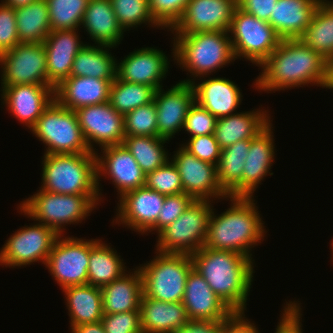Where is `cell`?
I'll list each match as a JSON object with an SVG mask.
<instances>
[{
  "label": "cell",
  "instance_id": "43",
  "mask_svg": "<svg viewBox=\"0 0 333 333\" xmlns=\"http://www.w3.org/2000/svg\"><path fill=\"white\" fill-rule=\"evenodd\" d=\"M145 186L165 196L184 193L180 174L171 160L147 173Z\"/></svg>",
  "mask_w": 333,
  "mask_h": 333
},
{
  "label": "cell",
  "instance_id": "1",
  "mask_svg": "<svg viewBox=\"0 0 333 333\" xmlns=\"http://www.w3.org/2000/svg\"><path fill=\"white\" fill-rule=\"evenodd\" d=\"M259 67L261 72L253 86L260 92L275 93L279 90L303 87L306 84L322 88L326 59L300 39H282Z\"/></svg>",
  "mask_w": 333,
  "mask_h": 333
},
{
  "label": "cell",
  "instance_id": "49",
  "mask_svg": "<svg viewBox=\"0 0 333 333\" xmlns=\"http://www.w3.org/2000/svg\"><path fill=\"white\" fill-rule=\"evenodd\" d=\"M15 9L0 3V55L5 51L13 49L20 43Z\"/></svg>",
  "mask_w": 333,
  "mask_h": 333
},
{
  "label": "cell",
  "instance_id": "16",
  "mask_svg": "<svg viewBox=\"0 0 333 333\" xmlns=\"http://www.w3.org/2000/svg\"><path fill=\"white\" fill-rule=\"evenodd\" d=\"M95 155L100 200L103 195L100 187L101 176L112 180L119 198L129 191L145 186L146 174L123 144L101 148V152H96Z\"/></svg>",
  "mask_w": 333,
  "mask_h": 333
},
{
  "label": "cell",
  "instance_id": "4",
  "mask_svg": "<svg viewBox=\"0 0 333 333\" xmlns=\"http://www.w3.org/2000/svg\"><path fill=\"white\" fill-rule=\"evenodd\" d=\"M172 42L174 62L194 77L182 82L191 84L236 60L228 31L175 33Z\"/></svg>",
  "mask_w": 333,
  "mask_h": 333
},
{
  "label": "cell",
  "instance_id": "28",
  "mask_svg": "<svg viewBox=\"0 0 333 333\" xmlns=\"http://www.w3.org/2000/svg\"><path fill=\"white\" fill-rule=\"evenodd\" d=\"M268 110L254 109L237 112L217 119L214 136L221 149L237 143L240 140H251L270 122Z\"/></svg>",
  "mask_w": 333,
  "mask_h": 333
},
{
  "label": "cell",
  "instance_id": "14",
  "mask_svg": "<svg viewBox=\"0 0 333 333\" xmlns=\"http://www.w3.org/2000/svg\"><path fill=\"white\" fill-rule=\"evenodd\" d=\"M179 146L170 160L180 174L183 192L194 200H229V196L220 187L217 165L202 161L181 144Z\"/></svg>",
  "mask_w": 333,
  "mask_h": 333
},
{
  "label": "cell",
  "instance_id": "52",
  "mask_svg": "<svg viewBox=\"0 0 333 333\" xmlns=\"http://www.w3.org/2000/svg\"><path fill=\"white\" fill-rule=\"evenodd\" d=\"M278 0H238V7L256 18L269 21Z\"/></svg>",
  "mask_w": 333,
  "mask_h": 333
},
{
  "label": "cell",
  "instance_id": "55",
  "mask_svg": "<svg viewBox=\"0 0 333 333\" xmlns=\"http://www.w3.org/2000/svg\"><path fill=\"white\" fill-rule=\"evenodd\" d=\"M36 0H1L4 4L16 9L18 7L26 6Z\"/></svg>",
  "mask_w": 333,
  "mask_h": 333
},
{
  "label": "cell",
  "instance_id": "29",
  "mask_svg": "<svg viewBox=\"0 0 333 333\" xmlns=\"http://www.w3.org/2000/svg\"><path fill=\"white\" fill-rule=\"evenodd\" d=\"M81 26L95 45L117 48L125 34L118 24L110 0H89Z\"/></svg>",
  "mask_w": 333,
  "mask_h": 333
},
{
  "label": "cell",
  "instance_id": "6",
  "mask_svg": "<svg viewBox=\"0 0 333 333\" xmlns=\"http://www.w3.org/2000/svg\"><path fill=\"white\" fill-rule=\"evenodd\" d=\"M18 205L20 213L63 235L66 226L82 223L97 208L100 195H67L37 190ZM65 227V228H64Z\"/></svg>",
  "mask_w": 333,
  "mask_h": 333
},
{
  "label": "cell",
  "instance_id": "21",
  "mask_svg": "<svg viewBox=\"0 0 333 333\" xmlns=\"http://www.w3.org/2000/svg\"><path fill=\"white\" fill-rule=\"evenodd\" d=\"M1 99L6 110L14 115L26 129H31L43 111L55 99L52 86L22 84L1 86Z\"/></svg>",
  "mask_w": 333,
  "mask_h": 333
},
{
  "label": "cell",
  "instance_id": "2",
  "mask_svg": "<svg viewBox=\"0 0 333 333\" xmlns=\"http://www.w3.org/2000/svg\"><path fill=\"white\" fill-rule=\"evenodd\" d=\"M213 292L233 311L246 310L254 278V261L240 253L202 247L191 255Z\"/></svg>",
  "mask_w": 333,
  "mask_h": 333
},
{
  "label": "cell",
  "instance_id": "50",
  "mask_svg": "<svg viewBox=\"0 0 333 333\" xmlns=\"http://www.w3.org/2000/svg\"><path fill=\"white\" fill-rule=\"evenodd\" d=\"M300 301H289L283 306L281 317L274 333H303Z\"/></svg>",
  "mask_w": 333,
  "mask_h": 333
},
{
  "label": "cell",
  "instance_id": "56",
  "mask_svg": "<svg viewBox=\"0 0 333 333\" xmlns=\"http://www.w3.org/2000/svg\"><path fill=\"white\" fill-rule=\"evenodd\" d=\"M330 245H331L330 247H331V249H332V250H331V251H332V255H331V256H333V239H332V242H331ZM332 258H333V257H331V259H332ZM332 261H333V259H332Z\"/></svg>",
  "mask_w": 333,
  "mask_h": 333
},
{
  "label": "cell",
  "instance_id": "48",
  "mask_svg": "<svg viewBox=\"0 0 333 333\" xmlns=\"http://www.w3.org/2000/svg\"><path fill=\"white\" fill-rule=\"evenodd\" d=\"M181 145L202 161L214 165L219 162L221 148L214 134L192 137Z\"/></svg>",
  "mask_w": 333,
  "mask_h": 333
},
{
  "label": "cell",
  "instance_id": "5",
  "mask_svg": "<svg viewBox=\"0 0 333 333\" xmlns=\"http://www.w3.org/2000/svg\"><path fill=\"white\" fill-rule=\"evenodd\" d=\"M41 190L67 195H99L95 153L44 154Z\"/></svg>",
  "mask_w": 333,
  "mask_h": 333
},
{
  "label": "cell",
  "instance_id": "51",
  "mask_svg": "<svg viewBox=\"0 0 333 333\" xmlns=\"http://www.w3.org/2000/svg\"><path fill=\"white\" fill-rule=\"evenodd\" d=\"M220 333H260V330L245 317L244 312H233L220 322Z\"/></svg>",
  "mask_w": 333,
  "mask_h": 333
},
{
  "label": "cell",
  "instance_id": "10",
  "mask_svg": "<svg viewBox=\"0 0 333 333\" xmlns=\"http://www.w3.org/2000/svg\"><path fill=\"white\" fill-rule=\"evenodd\" d=\"M236 59L260 66L282 40L269 22L236 8L228 30ZM231 34V35H230Z\"/></svg>",
  "mask_w": 333,
  "mask_h": 333
},
{
  "label": "cell",
  "instance_id": "46",
  "mask_svg": "<svg viewBox=\"0 0 333 333\" xmlns=\"http://www.w3.org/2000/svg\"><path fill=\"white\" fill-rule=\"evenodd\" d=\"M216 121L215 116L197 102H194L188 110L183 131H187L190 138L214 134Z\"/></svg>",
  "mask_w": 333,
  "mask_h": 333
},
{
  "label": "cell",
  "instance_id": "3",
  "mask_svg": "<svg viewBox=\"0 0 333 333\" xmlns=\"http://www.w3.org/2000/svg\"><path fill=\"white\" fill-rule=\"evenodd\" d=\"M229 198L226 211L218 215L212 209L204 247L240 253L254 261L252 248L262 243L267 233L257 202L254 197Z\"/></svg>",
  "mask_w": 333,
  "mask_h": 333
},
{
  "label": "cell",
  "instance_id": "34",
  "mask_svg": "<svg viewBox=\"0 0 333 333\" xmlns=\"http://www.w3.org/2000/svg\"><path fill=\"white\" fill-rule=\"evenodd\" d=\"M251 140H240L221 149L217 176L222 190L230 197H242V174Z\"/></svg>",
  "mask_w": 333,
  "mask_h": 333
},
{
  "label": "cell",
  "instance_id": "13",
  "mask_svg": "<svg viewBox=\"0 0 333 333\" xmlns=\"http://www.w3.org/2000/svg\"><path fill=\"white\" fill-rule=\"evenodd\" d=\"M1 86L39 84L47 79V56L43 43H19L0 55Z\"/></svg>",
  "mask_w": 333,
  "mask_h": 333
},
{
  "label": "cell",
  "instance_id": "47",
  "mask_svg": "<svg viewBox=\"0 0 333 333\" xmlns=\"http://www.w3.org/2000/svg\"><path fill=\"white\" fill-rule=\"evenodd\" d=\"M106 333H143L140 310L104 314L101 320Z\"/></svg>",
  "mask_w": 333,
  "mask_h": 333
},
{
  "label": "cell",
  "instance_id": "7",
  "mask_svg": "<svg viewBox=\"0 0 333 333\" xmlns=\"http://www.w3.org/2000/svg\"><path fill=\"white\" fill-rule=\"evenodd\" d=\"M155 253L151 261L138 266L143 296L163 302H182L187 277L194 268L191 255Z\"/></svg>",
  "mask_w": 333,
  "mask_h": 333
},
{
  "label": "cell",
  "instance_id": "35",
  "mask_svg": "<svg viewBox=\"0 0 333 333\" xmlns=\"http://www.w3.org/2000/svg\"><path fill=\"white\" fill-rule=\"evenodd\" d=\"M120 257L114 248L99 239L90 248L87 284L102 288L122 277L128 270Z\"/></svg>",
  "mask_w": 333,
  "mask_h": 333
},
{
  "label": "cell",
  "instance_id": "36",
  "mask_svg": "<svg viewBox=\"0 0 333 333\" xmlns=\"http://www.w3.org/2000/svg\"><path fill=\"white\" fill-rule=\"evenodd\" d=\"M299 39L323 58L333 57V0H322L319 3L310 24Z\"/></svg>",
  "mask_w": 333,
  "mask_h": 333
},
{
  "label": "cell",
  "instance_id": "30",
  "mask_svg": "<svg viewBox=\"0 0 333 333\" xmlns=\"http://www.w3.org/2000/svg\"><path fill=\"white\" fill-rule=\"evenodd\" d=\"M122 277L103 286L102 304L104 314L130 312L140 309L143 296L141 272L136 267Z\"/></svg>",
  "mask_w": 333,
  "mask_h": 333
},
{
  "label": "cell",
  "instance_id": "18",
  "mask_svg": "<svg viewBox=\"0 0 333 333\" xmlns=\"http://www.w3.org/2000/svg\"><path fill=\"white\" fill-rule=\"evenodd\" d=\"M164 200L165 195L146 186L129 191L119 198L112 223L146 235L156 224Z\"/></svg>",
  "mask_w": 333,
  "mask_h": 333
},
{
  "label": "cell",
  "instance_id": "54",
  "mask_svg": "<svg viewBox=\"0 0 333 333\" xmlns=\"http://www.w3.org/2000/svg\"><path fill=\"white\" fill-rule=\"evenodd\" d=\"M70 329L71 333H106L101 321L73 326Z\"/></svg>",
  "mask_w": 333,
  "mask_h": 333
},
{
  "label": "cell",
  "instance_id": "33",
  "mask_svg": "<svg viewBox=\"0 0 333 333\" xmlns=\"http://www.w3.org/2000/svg\"><path fill=\"white\" fill-rule=\"evenodd\" d=\"M115 47L106 45L87 44L77 53L70 76H86L108 81L117 77V58L110 49Z\"/></svg>",
  "mask_w": 333,
  "mask_h": 333
},
{
  "label": "cell",
  "instance_id": "11",
  "mask_svg": "<svg viewBox=\"0 0 333 333\" xmlns=\"http://www.w3.org/2000/svg\"><path fill=\"white\" fill-rule=\"evenodd\" d=\"M63 236L57 237L45 264L62 290L87 284L90 248L99 240Z\"/></svg>",
  "mask_w": 333,
  "mask_h": 333
},
{
  "label": "cell",
  "instance_id": "19",
  "mask_svg": "<svg viewBox=\"0 0 333 333\" xmlns=\"http://www.w3.org/2000/svg\"><path fill=\"white\" fill-rule=\"evenodd\" d=\"M162 88L154 94L158 137L170 141L176 133L183 131L188 110L195 102V91L192 84L182 81L166 91Z\"/></svg>",
  "mask_w": 333,
  "mask_h": 333
},
{
  "label": "cell",
  "instance_id": "9",
  "mask_svg": "<svg viewBox=\"0 0 333 333\" xmlns=\"http://www.w3.org/2000/svg\"><path fill=\"white\" fill-rule=\"evenodd\" d=\"M211 200H194L181 216L157 234L156 251L192 255L206 241Z\"/></svg>",
  "mask_w": 333,
  "mask_h": 333
},
{
  "label": "cell",
  "instance_id": "25",
  "mask_svg": "<svg viewBox=\"0 0 333 333\" xmlns=\"http://www.w3.org/2000/svg\"><path fill=\"white\" fill-rule=\"evenodd\" d=\"M200 79L201 83H191L195 91V102L217 119L237 113L236 109L240 107L243 95L235 82L225 77L208 76L206 79L204 76L197 80Z\"/></svg>",
  "mask_w": 333,
  "mask_h": 333
},
{
  "label": "cell",
  "instance_id": "32",
  "mask_svg": "<svg viewBox=\"0 0 333 333\" xmlns=\"http://www.w3.org/2000/svg\"><path fill=\"white\" fill-rule=\"evenodd\" d=\"M70 319V327L99 322L103 318L102 290L84 284L62 290Z\"/></svg>",
  "mask_w": 333,
  "mask_h": 333
},
{
  "label": "cell",
  "instance_id": "17",
  "mask_svg": "<svg viewBox=\"0 0 333 333\" xmlns=\"http://www.w3.org/2000/svg\"><path fill=\"white\" fill-rule=\"evenodd\" d=\"M238 0H189L171 33L228 31Z\"/></svg>",
  "mask_w": 333,
  "mask_h": 333
},
{
  "label": "cell",
  "instance_id": "53",
  "mask_svg": "<svg viewBox=\"0 0 333 333\" xmlns=\"http://www.w3.org/2000/svg\"><path fill=\"white\" fill-rule=\"evenodd\" d=\"M173 333H220V322L189 320Z\"/></svg>",
  "mask_w": 333,
  "mask_h": 333
},
{
  "label": "cell",
  "instance_id": "24",
  "mask_svg": "<svg viewBox=\"0 0 333 333\" xmlns=\"http://www.w3.org/2000/svg\"><path fill=\"white\" fill-rule=\"evenodd\" d=\"M270 122L253 139L246 157L242 174V197H255L254 192L264 177L273 175L271 166L275 157L274 133ZM270 170V171H269Z\"/></svg>",
  "mask_w": 333,
  "mask_h": 333
},
{
  "label": "cell",
  "instance_id": "20",
  "mask_svg": "<svg viewBox=\"0 0 333 333\" xmlns=\"http://www.w3.org/2000/svg\"><path fill=\"white\" fill-rule=\"evenodd\" d=\"M170 60L157 47L134 49L121 62L117 61V77L122 81L151 86L155 90L163 87L162 80L168 74Z\"/></svg>",
  "mask_w": 333,
  "mask_h": 333
},
{
  "label": "cell",
  "instance_id": "37",
  "mask_svg": "<svg viewBox=\"0 0 333 333\" xmlns=\"http://www.w3.org/2000/svg\"><path fill=\"white\" fill-rule=\"evenodd\" d=\"M20 43H43L51 32L46 0H36L15 9Z\"/></svg>",
  "mask_w": 333,
  "mask_h": 333
},
{
  "label": "cell",
  "instance_id": "12",
  "mask_svg": "<svg viewBox=\"0 0 333 333\" xmlns=\"http://www.w3.org/2000/svg\"><path fill=\"white\" fill-rule=\"evenodd\" d=\"M59 235L49 226L36 222L24 226L9 236L0 249V265L18 268L34 262L46 264Z\"/></svg>",
  "mask_w": 333,
  "mask_h": 333
},
{
  "label": "cell",
  "instance_id": "42",
  "mask_svg": "<svg viewBox=\"0 0 333 333\" xmlns=\"http://www.w3.org/2000/svg\"><path fill=\"white\" fill-rule=\"evenodd\" d=\"M157 110L154 100L124 116L125 136L158 137Z\"/></svg>",
  "mask_w": 333,
  "mask_h": 333
},
{
  "label": "cell",
  "instance_id": "22",
  "mask_svg": "<svg viewBox=\"0 0 333 333\" xmlns=\"http://www.w3.org/2000/svg\"><path fill=\"white\" fill-rule=\"evenodd\" d=\"M182 303L189 320L222 322L233 313L194 268L187 277Z\"/></svg>",
  "mask_w": 333,
  "mask_h": 333
},
{
  "label": "cell",
  "instance_id": "31",
  "mask_svg": "<svg viewBox=\"0 0 333 333\" xmlns=\"http://www.w3.org/2000/svg\"><path fill=\"white\" fill-rule=\"evenodd\" d=\"M139 310L143 333H173L189 321L182 302H163L142 296Z\"/></svg>",
  "mask_w": 333,
  "mask_h": 333
},
{
  "label": "cell",
  "instance_id": "45",
  "mask_svg": "<svg viewBox=\"0 0 333 333\" xmlns=\"http://www.w3.org/2000/svg\"><path fill=\"white\" fill-rule=\"evenodd\" d=\"M193 201L194 199L186 193L165 196L157 222L147 233L156 231L155 233L158 234L163 228L170 225L181 216Z\"/></svg>",
  "mask_w": 333,
  "mask_h": 333
},
{
  "label": "cell",
  "instance_id": "15",
  "mask_svg": "<svg viewBox=\"0 0 333 333\" xmlns=\"http://www.w3.org/2000/svg\"><path fill=\"white\" fill-rule=\"evenodd\" d=\"M75 112L91 152H99L95 147L96 144L100 149L123 144L124 116L118 113L109 102L84 106Z\"/></svg>",
  "mask_w": 333,
  "mask_h": 333
},
{
  "label": "cell",
  "instance_id": "26",
  "mask_svg": "<svg viewBox=\"0 0 333 333\" xmlns=\"http://www.w3.org/2000/svg\"><path fill=\"white\" fill-rule=\"evenodd\" d=\"M113 81L86 76H69L54 89L55 100L70 110L109 102Z\"/></svg>",
  "mask_w": 333,
  "mask_h": 333
},
{
  "label": "cell",
  "instance_id": "44",
  "mask_svg": "<svg viewBox=\"0 0 333 333\" xmlns=\"http://www.w3.org/2000/svg\"><path fill=\"white\" fill-rule=\"evenodd\" d=\"M188 2L189 0H149V7L155 21L169 31L181 18Z\"/></svg>",
  "mask_w": 333,
  "mask_h": 333
},
{
  "label": "cell",
  "instance_id": "38",
  "mask_svg": "<svg viewBox=\"0 0 333 333\" xmlns=\"http://www.w3.org/2000/svg\"><path fill=\"white\" fill-rule=\"evenodd\" d=\"M169 140L154 136H125L123 146L132 154L136 162L147 174L155 171L170 160L164 144Z\"/></svg>",
  "mask_w": 333,
  "mask_h": 333
},
{
  "label": "cell",
  "instance_id": "40",
  "mask_svg": "<svg viewBox=\"0 0 333 333\" xmlns=\"http://www.w3.org/2000/svg\"><path fill=\"white\" fill-rule=\"evenodd\" d=\"M89 0H46L51 31L82 28Z\"/></svg>",
  "mask_w": 333,
  "mask_h": 333
},
{
  "label": "cell",
  "instance_id": "8",
  "mask_svg": "<svg viewBox=\"0 0 333 333\" xmlns=\"http://www.w3.org/2000/svg\"><path fill=\"white\" fill-rule=\"evenodd\" d=\"M30 131L45 144L44 154L94 153L84 139L76 112L61 106L55 99Z\"/></svg>",
  "mask_w": 333,
  "mask_h": 333
},
{
  "label": "cell",
  "instance_id": "39",
  "mask_svg": "<svg viewBox=\"0 0 333 333\" xmlns=\"http://www.w3.org/2000/svg\"><path fill=\"white\" fill-rule=\"evenodd\" d=\"M155 91L151 86L122 81L116 77L111 84L109 103L118 113L125 116L134 109L152 102Z\"/></svg>",
  "mask_w": 333,
  "mask_h": 333
},
{
  "label": "cell",
  "instance_id": "27",
  "mask_svg": "<svg viewBox=\"0 0 333 333\" xmlns=\"http://www.w3.org/2000/svg\"><path fill=\"white\" fill-rule=\"evenodd\" d=\"M322 0H278L269 24L281 39H299Z\"/></svg>",
  "mask_w": 333,
  "mask_h": 333
},
{
  "label": "cell",
  "instance_id": "41",
  "mask_svg": "<svg viewBox=\"0 0 333 333\" xmlns=\"http://www.w3.org/2000/svg\"><path fill=\"white\" fill-rule=\"evenodd\" d=\"M118 24L124 32L137 29L141 24L163 29L153 18L149 0H110Z\"/></svg>",
  "mask_w": 333,
  "mask_h": 333
},
{
  "label": "cell",
  "instance_id": "23",
  "mask_svg": "<svg viewBox=\"0 0 333 333\" xmlns=\"http://www.w3.org/2000/svg\"><path fill=\"white\" fill-rule=\"evenodd\" d=\"M79 30L51 31L43 42L47 56V79L54 89L70 76L74 59L85 45L78 35Z\"/></svg>",
  "mask_w": 333,
  "mask_h": 333
}]
</instances>
